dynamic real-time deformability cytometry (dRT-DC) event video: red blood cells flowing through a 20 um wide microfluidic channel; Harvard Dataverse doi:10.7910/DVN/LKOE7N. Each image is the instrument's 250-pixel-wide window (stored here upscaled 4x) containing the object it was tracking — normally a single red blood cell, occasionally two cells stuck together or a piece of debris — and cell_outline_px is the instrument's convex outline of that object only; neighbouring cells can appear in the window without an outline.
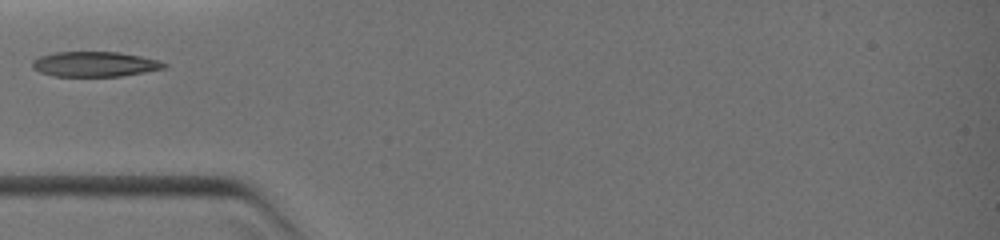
{"species": "common noctule bat (a hibernating species)", "species_latin": "Nyctalus noctula", "temperature_condition": "warm", "stored_images_in_passage": 12, "camera_frame_rate_fps": 3000, "um_per_image_px": 0.085, "animal": {"sex": "female", "body_mass_g": 19.0, "forearm_length_mm": 51.5}, "frame": {"image": 1, "passage_image": 1, "time_ms": 0.0, "image_size_px": [1000, 240], "cell_outline_px": [[168, 64], [164, 68], [144, 72], [120, 76], [52, 76], [40, 72], [32, 68], [32, 64], [40, 56], [56, 52], [120, 52], [160, 60]], "centroid_in_image_um": [8.07, 5.45], "position_along_channel_um": 76.9, "area_um2": 19.13}}
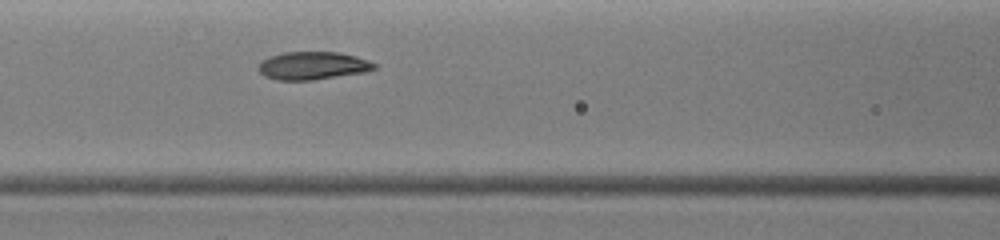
{"frame": {"image": 2, "passage_image": 7, "time_ms": 1.333, "image_size_px": [1000, 240], "cell_outline_px": [[376, 68], [364, 72], [312, 80], [276, 80], [264, 76], [256, 68], [264, 60], [272, 56], [284, 52], [340, 52], [356, 56], [368, 60], [376, 64]], "centroid_in_image_um": [26.58, 5.58], "position_along_channel_um": 140.0, "area_um2": 18.73}}
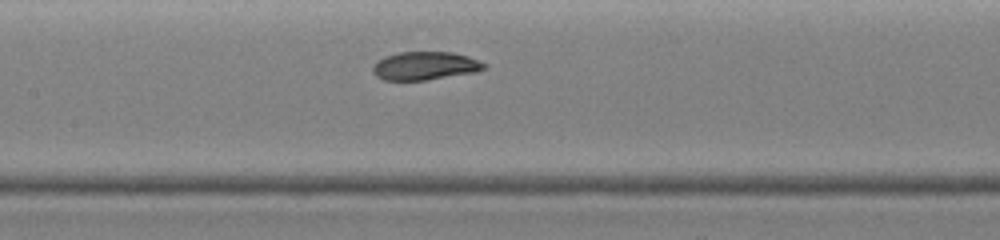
{"frame": {"image": 3, "passage_image": 10, "time_ms": 2.0, "image_size_px": [1000, 240], "cell_outline_px": [[488, 68], [480, 72], [424, 80], [384, 80], [376, 76], [372, 72], [372, 68], [384, 56], [400, 52], [452, 52], [468, 56], [488, 64]], "centroid_in_image_um": [36.2, 5.6], "position_along_channel_um": 171.2, "area_um2": 18.5}}